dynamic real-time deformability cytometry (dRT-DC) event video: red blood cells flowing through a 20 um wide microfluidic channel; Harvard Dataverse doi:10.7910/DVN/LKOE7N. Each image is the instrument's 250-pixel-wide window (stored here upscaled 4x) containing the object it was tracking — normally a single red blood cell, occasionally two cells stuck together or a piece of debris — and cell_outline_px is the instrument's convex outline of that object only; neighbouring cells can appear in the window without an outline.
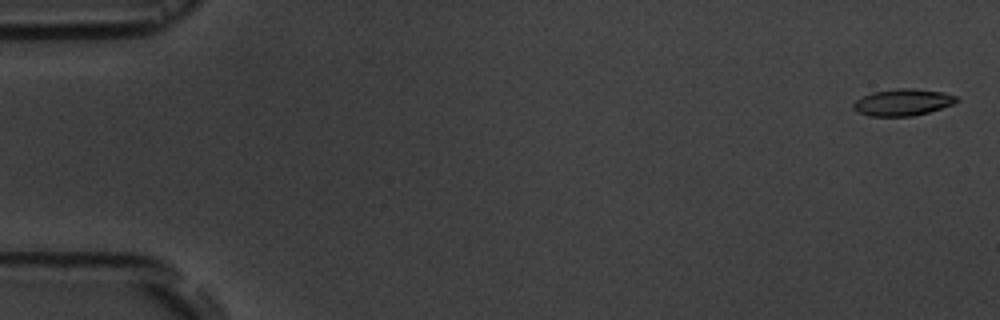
{"species": "common noctule bat (a hibernating species)", "species_latin": "Nyctalus noctula", "temperature_condition": "room temperature", "stored_images_in_passage": 8, "camera_frame_rate_fps": 3000, "um_per_image_px": 0.085, "animal": {"sex": "male", "body_mass_g": 19.5, "forearm_length_mm": 54.6}, "frame": {"image": 1, "passage_image": 1, "time_ms": 0.0, "image_size_px": [1000, 320], "cell_outline_px": [[960, 100], [952, 104], [928, 112], [912, 116], [872, 116], [856, 112], [852, 108], [852, 104], [856, 100], [872, 92], [896, 88], [916, 88], [944, 92], [956, 96]], "centroid_in_image_um": [76.72, 8.68], "position_along_channel_um": 8.3, "area_um2": 16.13}}
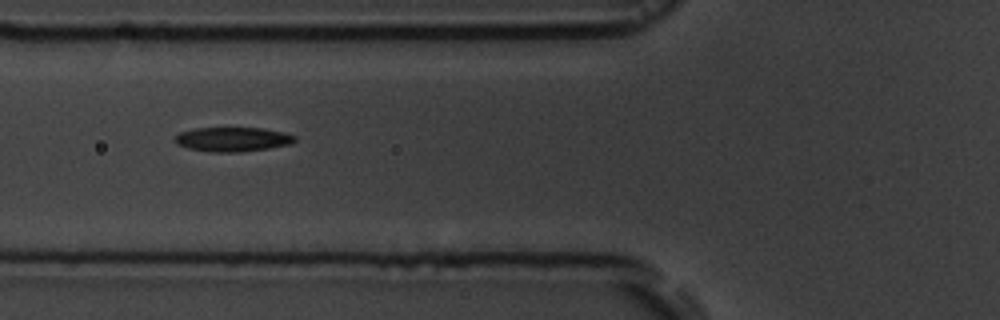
{"frame": {"image": 2, "passage_image": 7, "time_ms": 6.667, "image_size_px": [1000, 320], "cell_outline_px": [[296, 140], [292, 144], [268, 148], [240, 152], [208, 152], [188, 148], [176, 144], [172, 140], [180, 132], [196, 128], [264, 128], [284, 132], [296, 136]], "centroid_in_image_um": [19.77, 11.84], "position_along_channel_um": 106.0, "area_um2": 17.17}}
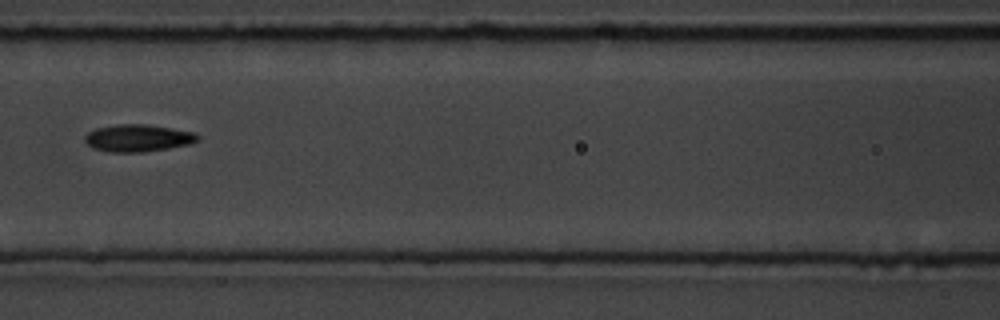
{"frame": {"image": 3, "passage_image": 8, "time_ms": 8.0, "image_size_px": [1000, 320], "cell_outline_px": [[200, 136], [196, 140], [188, 144], [168, 148], [144, 152], [108, 152], [92, 148], [84, 140], [84, 136], [88, 132], [96, 128], [116, 124], [144, 124], [196, 132]], "centroid_in_image_um": [11.69, 11.73], "position_along_channel_um": 154.9, "area_um2": 17.86}}